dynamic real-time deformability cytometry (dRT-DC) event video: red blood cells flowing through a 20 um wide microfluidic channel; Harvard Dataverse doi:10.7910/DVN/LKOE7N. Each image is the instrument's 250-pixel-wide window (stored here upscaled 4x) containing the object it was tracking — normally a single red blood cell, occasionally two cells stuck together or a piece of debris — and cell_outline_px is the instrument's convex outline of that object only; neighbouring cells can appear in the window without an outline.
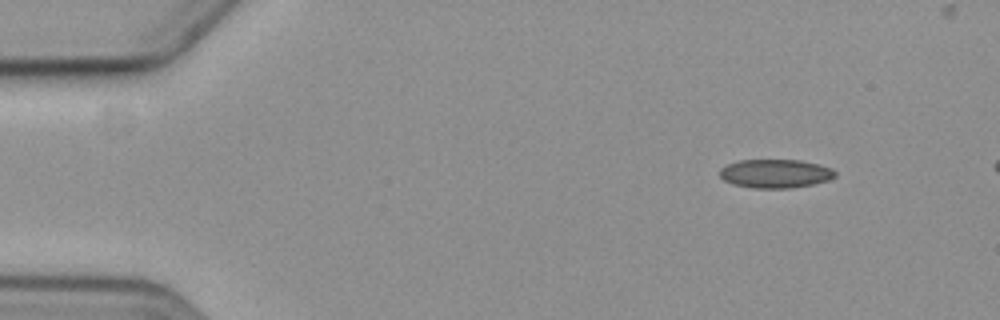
{"species": "common noctule bat (a hibernating species)", "species_latin": "Nyctalus noctula", "temperature_condition": "cold", "stored_images_in_passage": 4, "camera_frame_rate_fps": 3000, "um_per_image_px": 0.085, "animal": {"sex": "female", "body_mass_g": 19.3, "forearm_length_mm": 54.1}, "frame": {"image": 1, "passage_image": 1, "time_ms": 0.0, "image_size_px": [1000, 320], "cell_outline_px": [[836, 176], [828, 180], [812, 184], [792, 188], [752, 188], [732, 184], [724, 180], [720, 176], [720, 168], [728, 164], [740, 160], [800, 160], [820, 164], [832, 168], [836, 172]], "centroid_in_image_um": [65.92, 14.75], "position_along_channel_um": 19.1, "area_um2": 19.36}}
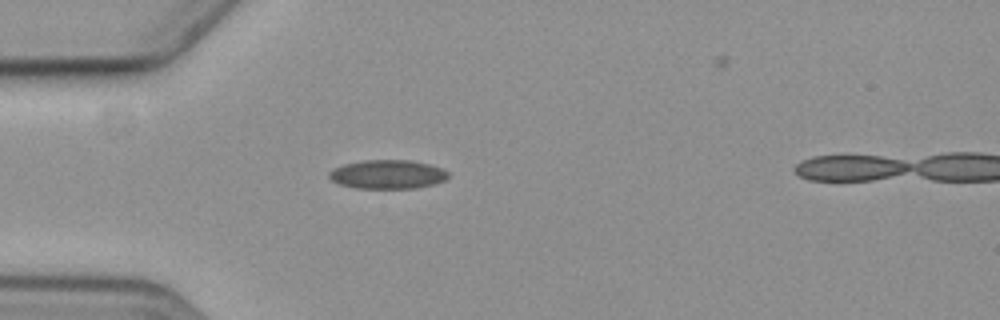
{"frame": {"image": 2, "passage_image": 3, "time_ms": 3.333, "image_size_px": [1000, 320], "cell_outline_px": [[448, 176], [444, 180], [432, 184], [416, 188], [356, 188], [340, 184], [332, 180], [328, 176], [328, 172], [332, 168], [344, 164], [364, 160], [408, 160], [432, 164], [444, 168], [448, 172]], "centroid_in_image_um": [32.94, 14.81], "position_along_channel_um": 52.1, "area_um2": 20.11}}